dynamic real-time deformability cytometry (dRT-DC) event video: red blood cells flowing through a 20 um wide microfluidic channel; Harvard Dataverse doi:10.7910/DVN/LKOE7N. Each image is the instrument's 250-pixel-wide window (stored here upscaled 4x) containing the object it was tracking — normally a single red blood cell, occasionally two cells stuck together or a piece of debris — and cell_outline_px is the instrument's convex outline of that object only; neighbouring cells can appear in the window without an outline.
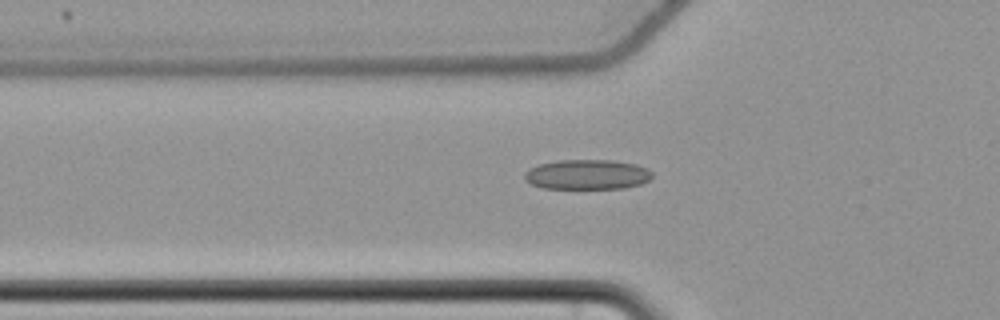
{"species": "common noctule bat (a hibernating species)", "species_latin": "Nyctalus noctula", "temperature_condition": "cold", "stored_images_in_passage": 53, "camera_frame_rate_fps": 3000, "um_per_image_px": 0.085, "animal": {"sex": "female", "body_mass_g": 22.7, "forearm_length_mm": 54.2}, "frame": {"image": 1, "passage_image": 17, "time_ms": 5.333, "image_size_px": [1000, 320], "cell_outline_px": [[652, 176], [648, 180], [640, 184], [624, 188], [544, 188], [532, 184], [524, 180], [524, 172], [528, 168], [536, 164], [556, 160], [612, 160], [636, 164], [648, 168], [652, 172]], "centroid_in_image_um": [49.87, 14.82], "position_along_channel_um": 75.9, "area_um2": 22.43}}
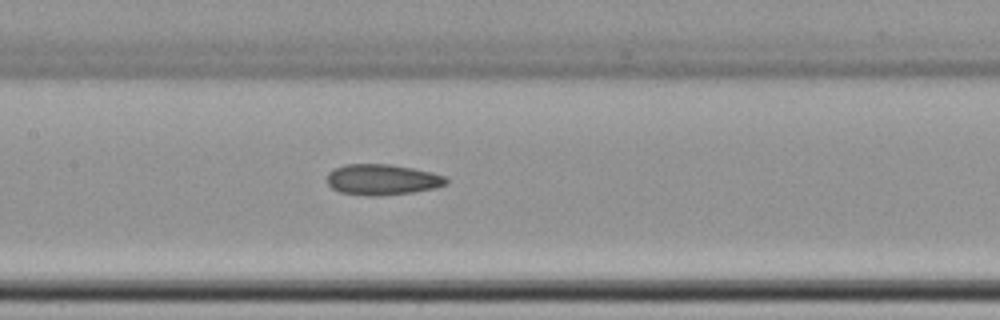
{"frame": {"image": 2, "passage_image": 25, "time_ms": 8.0, "image_size_px": [1000, 320], "cell_outline_px": [[448, 184], [436, 188], [412, 192], [376, 196], [372, 196], [340, 192], [332, 188], [328, 184], [328, 172], [344, 164], [388, 164], [412, 168], [432, 172], [444, 176], [448, 180]], "centroid_in_image_um": [32.51, 15.26], "position_along_channel_um": 174.9, "area_um2": 21.27}}
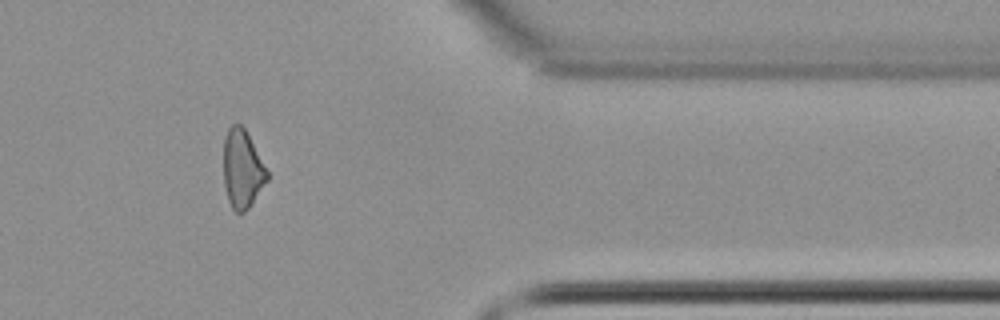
{"frame": {"image": 3, "passage_image": 44, "time_ms": 14.333, "image_size_px": [1000, 320], "cell_outline_px": [[268, 180], [252, 204], [244, 212], [236, 212], [232, 208], [228, 200], [224, 184], [224, 136], [228, 128], [232, 124], [240, 124], [244, 128], [268, 172]], "centroid_in_image_um": [20.59, 14.38], "position_along_channel_um": 390.8, "area_um2": 19.71}, "authors_computed_cell_mechanics": {"area_um2": 21.2704, "velocity_mm_per_s": 3.7114, "shape_relaxation_time_tau1_ms": null, "shape_relaxation_time_tau2_ms": 9.1033, "deformation_change_tau1": null, "deformation_change_tau2": 0.1974}}